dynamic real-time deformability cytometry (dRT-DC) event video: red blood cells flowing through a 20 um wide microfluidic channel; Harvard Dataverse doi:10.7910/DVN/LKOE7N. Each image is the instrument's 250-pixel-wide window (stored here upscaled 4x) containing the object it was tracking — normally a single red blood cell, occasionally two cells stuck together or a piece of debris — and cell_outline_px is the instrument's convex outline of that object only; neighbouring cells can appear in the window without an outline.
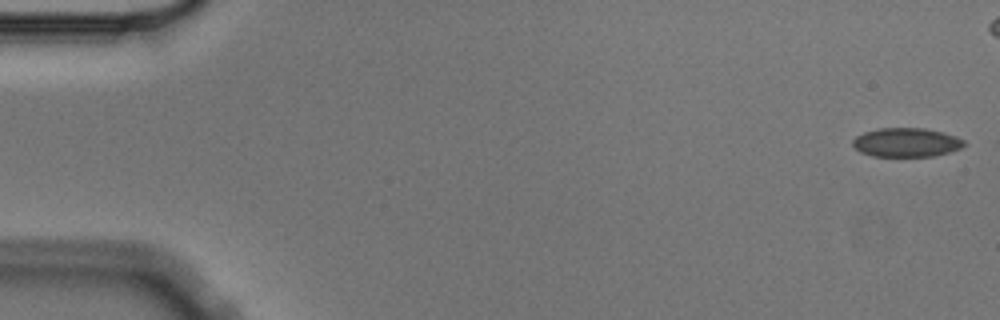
{"species": "Egyptian fruit bat (a non-hibernating species)", "species_latin": "Rousettus aegyptiacus", "temperature_condition": "cold", "stored_images_in_passage": 6, "camera_frame_rate_fps": 3000, "um_per_image_px": 0.085, "animal": {"sex": "male"}, "frame": {"image": 1, "passage_image": 1, "time_ms": 0.0, "image_size_px": [1000, 320], "cell_outline_px": [[968, 144], [960, 148], [948, 152], [932, 156], [872, 156], [860, 152], [852, 144], [852, 140], [856, 136], [864, 132], [880, 128], [924, 128], [944, 132], [956, 136], [964, 140]], "centroid_in_image_um": [77.05, 12.1], "position_along_channel_um": 8.0, "area_um2": 18.84}}
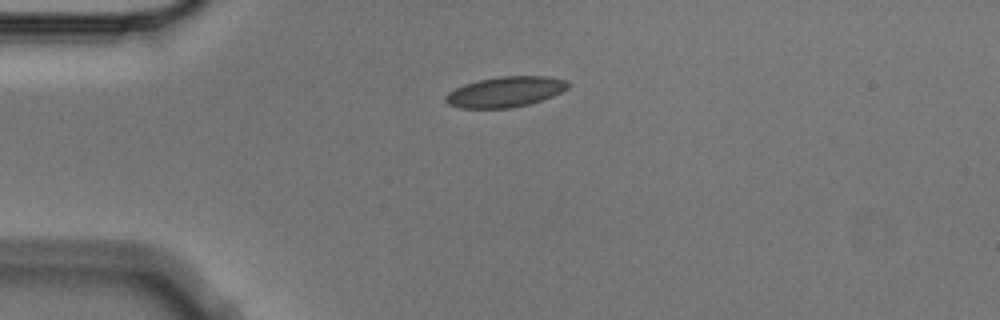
{"frame": {"image": 2, "passage_image": 6, "time_ms": 1.667, "image_size_px": [1000, 320], "cell_outline_px": [[572, 84], [568, 88], [552, 96], [528, 104], [512, 108], [460, 108], [448, 104], [444, 100], [444, 96], [448, 92], [464, 84], [480, 80], [500, 76], [548, 76], [568, 80]], "centroid_in_image_um": [42.96, 7.8], "position_along_channel_um": 42.0, "area_um2": 21.79}}